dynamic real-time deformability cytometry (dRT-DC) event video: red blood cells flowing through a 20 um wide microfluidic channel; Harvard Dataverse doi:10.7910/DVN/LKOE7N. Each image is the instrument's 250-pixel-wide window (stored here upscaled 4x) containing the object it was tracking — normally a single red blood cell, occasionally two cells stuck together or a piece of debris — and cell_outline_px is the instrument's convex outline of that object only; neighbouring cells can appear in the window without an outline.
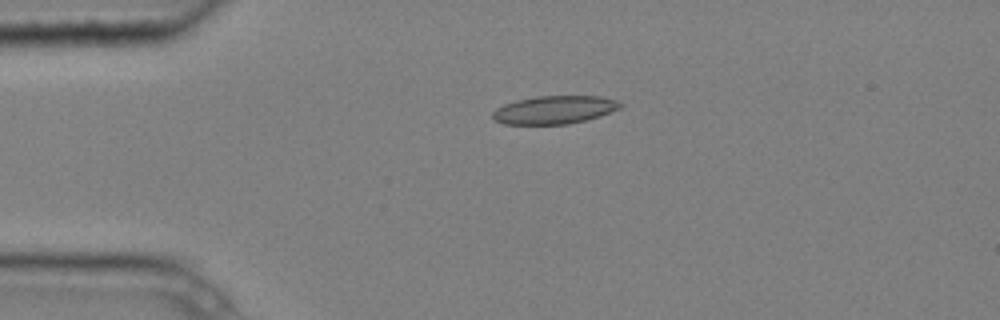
{"species": "common noctule bat (a hibernating species)", "species_latin": "Nyctalus noctula", "temperature_condition": "cold", "stored_images_in_passage": 4, "camera_frame_rate_fps": 3000, "um_per_image_px": 0.085, "animal": {"sex": "male", "body_mass_g": 20.4}, "frame": {"image": 1, "passage_image": 3, "time_ms": 0.667, "image_size_px": [1000, 320], "cell_outline_px": [[624, 104], [620, 108], [600, 116], [568, 124], [504, 124], [492, 120], [492, 112], [496, 108], [504, 104], [516, 100], [536, 96], [600, 96], [616, 100]], "centroid_in_image_um": [47.1, 9.33], "position_along_channel_um": 37.9, "area_um2": 20.98}}